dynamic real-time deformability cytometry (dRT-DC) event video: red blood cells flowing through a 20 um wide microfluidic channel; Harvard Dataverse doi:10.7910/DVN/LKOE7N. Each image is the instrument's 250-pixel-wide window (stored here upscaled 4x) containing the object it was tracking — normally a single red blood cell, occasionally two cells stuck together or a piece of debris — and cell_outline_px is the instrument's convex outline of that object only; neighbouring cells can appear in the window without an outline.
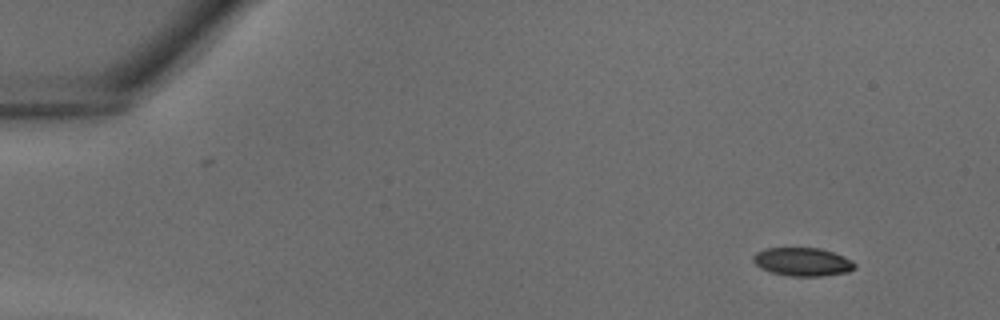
{"species": "common noctule bat (a hibernating species)", "species_latin": "Nyctalus noctula", "temperature_condition": "warm", "stored_images_in_passage": 36, "camera_frame_rate_fps": 3000, "um_per_image_px": 0.085, "animal": {"sex": "male", "body_mass_g": 18.8}, "frame": {"image": 1, "passage_image": 1, "time_ms": 0.0, "image_size_px": [1000, 320], "cell_outline_px": [[856, 268], [848, 272], [820, 276], [792, 276], [772, 272], [760, 268], [752, 260], [752, 256], [756, 252], [764, 248], [820, 248], [844, 256], [852, 260], [856, 264]], "centroid_in_image_um": [68.22, 22.25], "position_along_channel_um": 16.8, "area_um2": 16.82}}
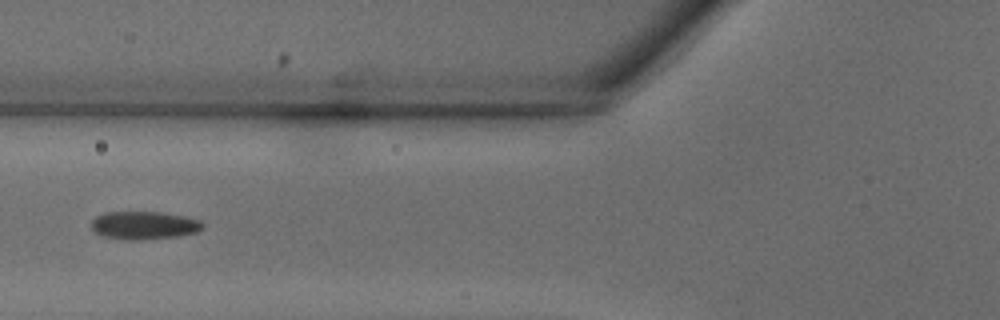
{"frame": {"image": 2, "passage_image": 13, "time_ms": 4.0, "image_size_px": [1000, 320], "cell_outline_px": [[204, 228], [196, 232], [176, 236], [140, 240], [128, 240], [104, 236], [92, 232], [92, 220], [96, 216], [104, 212], [164, 212], [184, 216], [200, 220], [204, 224]], "centroid_in_image_um": [12.24, 19.14], "position_along_channel_um": 113.6, "area_um2": 18.26}}
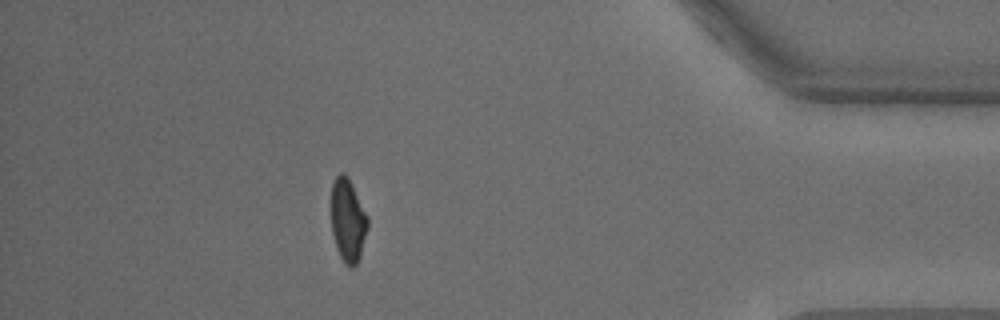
{"frame": {"image": 3, "passage_image": 32, "time_ms": 10.333, "image_size_px": [1000, 320], "cell_outline_px": [[368, 228], [360, 256], [356, 264], [352, 268], [348, 268], [344, 264], [336, 248], [332, 232], [332, 184], [336, 176], [340, 172], [344, 172], [368, 216]], "centroid_in_image_um": [29.57, 18.79], "position_along_channel_um": 405.6, "area_um2": 17.51}}